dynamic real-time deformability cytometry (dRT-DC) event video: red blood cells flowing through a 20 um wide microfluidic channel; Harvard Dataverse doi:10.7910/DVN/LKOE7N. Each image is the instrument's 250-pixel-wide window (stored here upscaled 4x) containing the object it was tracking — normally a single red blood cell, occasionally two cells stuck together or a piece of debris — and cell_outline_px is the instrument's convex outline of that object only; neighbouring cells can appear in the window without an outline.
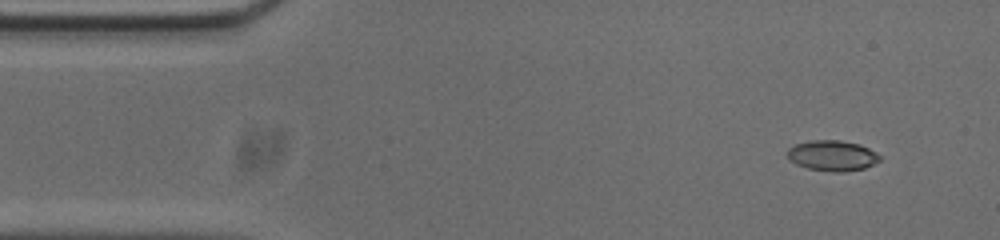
{"species": "common noctule bat (a hibernating species)", "species_latin": "Nyctalus noctula", "temperature_condition": "cold", "stored_images_in_passage": 50, "camera_frame_rate_fps": 3000, "um_per_image_px": 0.085, "animal": {"sex": "male", "body_mass_g": 20.0, "forearm_length_mm": 53.3}, "frame": {"image": 1, "passage_image": 1, "time_ms": 0.0, "image_size_px": [1000, 240], "cell_outline_px": [[880, 160], [864, 168], [844, 172], [832, 172], [808, 168], [796, 164], [788, 156], [788, 148], [796, 144], [812, 140], [840, 140], [860, 144], [876, 152], [880, 156]], "centroid_in_image_um": [70.76, 13.22], "position_along_channel_um": 14.2, "area_um2": 16.3}}
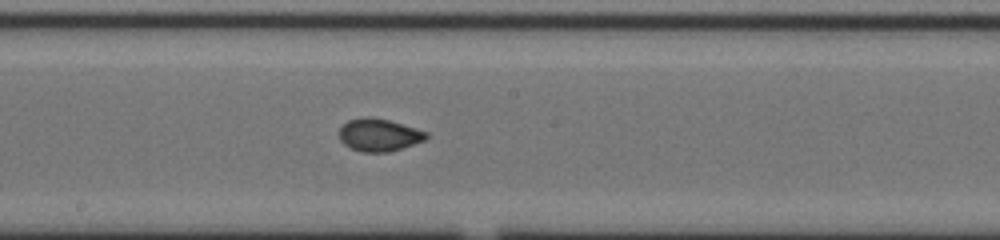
{"frame": {"image": 2, "passage_image": 24, "time_ms": 7.667, "image_size_px": [1000, 240], "cell_outline_px": [[428, 136], [424, 140], [388, 152], [360, 152], [344, 144], [340, 140], [340, 128], [348, 120], [364, 116], [368, 116], [388, 120], [416, 128], [428, 132]], "centroid_in_image_um": [32.2, 11.46], "position_along_channel_um": 216.0, "area_um2": 16.36}}
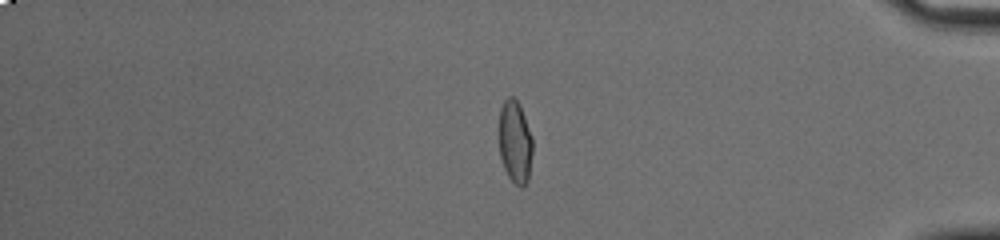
{"frame": {"image": 3, "passage_image": 41, "time_ms": 13.333, "image_size_px": [1000, 240], "cell_outline_px": [[532, 152], [528, 180], [520, 188], [508, 176], [504, 168], [500, 156], [500, 108], [504, 100], [508, 96], [512, 96], [520, 104], [532, 140]], "centroid_in_image_um": [43.77, 12.05], "position_along_channel_um": 391.4, "area_um2": 15.9}, "authors_computed_cell_mechanics": {"area_um2": 16.3574, "velocity_mm_per_s": 3.7341, "shape_relaxation_time_tau1_ms": 7.8712, "shape_relaxation_time_tau2_ms": 0.8286, "deformation_change_tau1": 0.1833, "deformation_change_tau2": 0.0498}}